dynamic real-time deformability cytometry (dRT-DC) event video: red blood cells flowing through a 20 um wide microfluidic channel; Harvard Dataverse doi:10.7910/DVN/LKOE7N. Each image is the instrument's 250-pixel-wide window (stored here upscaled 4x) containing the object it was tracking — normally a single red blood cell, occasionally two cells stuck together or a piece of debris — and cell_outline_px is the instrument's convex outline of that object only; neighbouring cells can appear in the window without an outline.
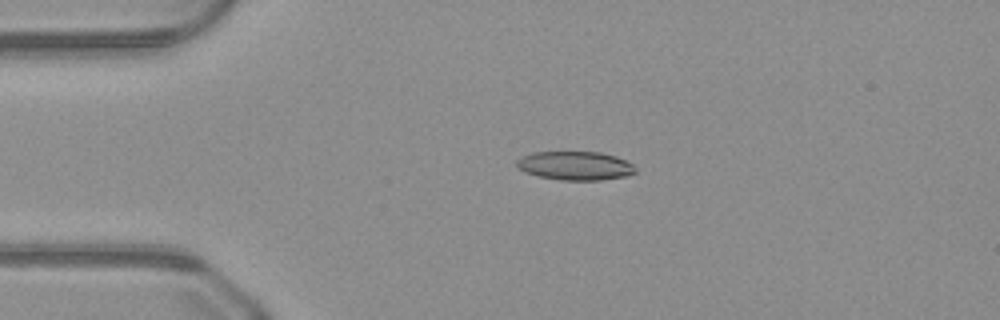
{"species": "common noctule bat (a hibernating species)", "species_latin": "Nyctalus noctula", "temperature_condition": "warm", "stored_images_in_passage": 45, "camera_frame_rate_fps": 3000, "um_per_image_px": 0.085, "animal": {"sex": "male", "body_mass_g": 23.1, "forearm_length_mm": 52.7}, "frame": {"image": 1, "passage_image": 6, "time_ms": 1.667, "image_size_px": [1000, 320], "cell_outline_px": [[636, 172], [628, 176], [600, 180], [560, 180], [540, 176], [524, 172], [516, 168], [516, 160], [520, 156], [532, 152], [600, 152], [616, 156], [632, 164], [636, 168]], "centroid_in_image_um": [48.86, 14.08], "position_along_channel_um": 36.1, "area_um2": 20.06}}
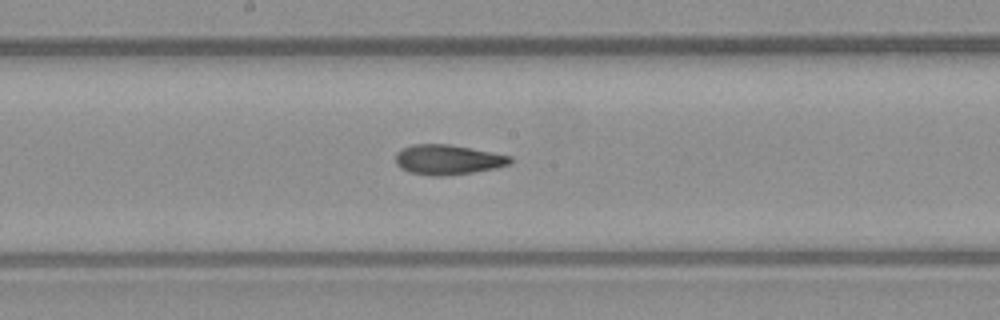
{"frame": {"image": 2, "passage_image": 21, "time_ms": 6.667, "image_size_px": [1000, 320], "cell_outline_px": [[512, 160], [508, 164], [496, 168], [472, 172], [444, 176], [432, 176], [408, 172], [400, 168], [396, 164], [396, 152], [412, 144], [448, 144], [492, 152], [512, 156]], "centroid_in_image_um": [38.04, 13.57], "position_along_channel_um": 210.2, "area_um2": 19.94}}
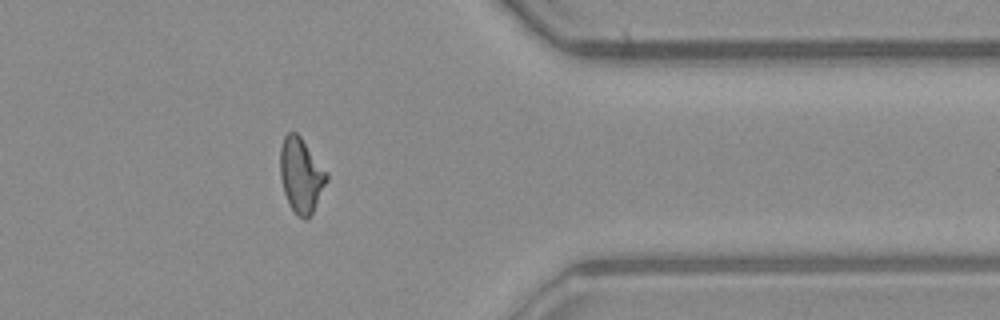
{"frame": {"image": 3, "passage_image": 35, "time_ms": 11.333, "image_size_px": [1000, 320], "cell_outline_px": [[328, 180], [308, 220], [304, 220], [288, 204], [284, 192], [280, 176], [280, 148], [284, 136], [288, 132], [296, 132], [300, 136], [328, 172]], "centroid_in_image_um": [25.59, 14.88], "position_along_channel_um": 385.8, "area_um2": 20.17}}